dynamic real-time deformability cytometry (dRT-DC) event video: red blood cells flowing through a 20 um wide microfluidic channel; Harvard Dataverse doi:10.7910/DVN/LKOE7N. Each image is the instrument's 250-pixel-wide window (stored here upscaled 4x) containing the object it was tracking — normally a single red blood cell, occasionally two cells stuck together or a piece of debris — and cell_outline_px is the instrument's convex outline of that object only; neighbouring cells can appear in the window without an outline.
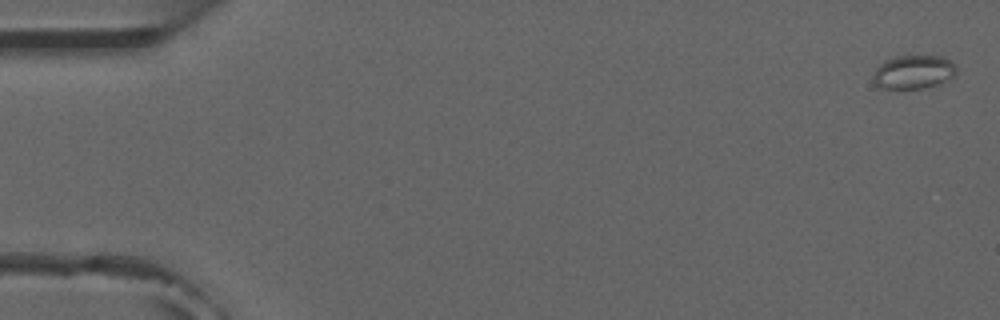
{"species": "common noctule bat (a hibernating species)", "species_latin": "Nyctalus noctula", "temperature_condition": "room temperature", "stored_images_in_passage": 6, "camera_frame_rate_fps": 3000, "um_per_image_px": 0.085, "animal": {"sex": "male", "forearm_length_mm": 52.5}, "frame": {"image": 1, "passage_image": 1, "time_ms": 0.0, "image_size_px": [1000, 320], "cell_outline_px": [[956, 76], [936, 84], [924, 88], [884, 88], [876, 84], [872, 80], [872, 76], [876, 68], [884, 60], [896, 56], [940, 56], [956, 64]], "centroid_in_image_um": [77.64, 6.11], "position_along_channel_um": 7.4, "area_um2": 16.24}}
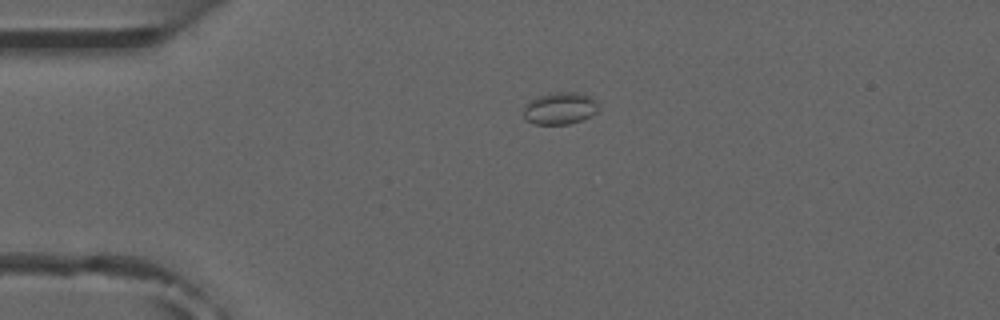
{"frame": {"image": 2, "passage_image": 4, "time_ms": 3.667, "image_size_px": [1000, 320], "cell_outline_px": [[596, 112], [580, 120], [568, 124], [532, 124], [524, 120], [524, 104], [528, 100], [536, 96], [548, 92], [576, 92], [592, 96], [596, 100]], "centroid_in_image_um": [47.51, 9.18], "position_along_channel_um": 37.5, "area_um2": 14.22}}